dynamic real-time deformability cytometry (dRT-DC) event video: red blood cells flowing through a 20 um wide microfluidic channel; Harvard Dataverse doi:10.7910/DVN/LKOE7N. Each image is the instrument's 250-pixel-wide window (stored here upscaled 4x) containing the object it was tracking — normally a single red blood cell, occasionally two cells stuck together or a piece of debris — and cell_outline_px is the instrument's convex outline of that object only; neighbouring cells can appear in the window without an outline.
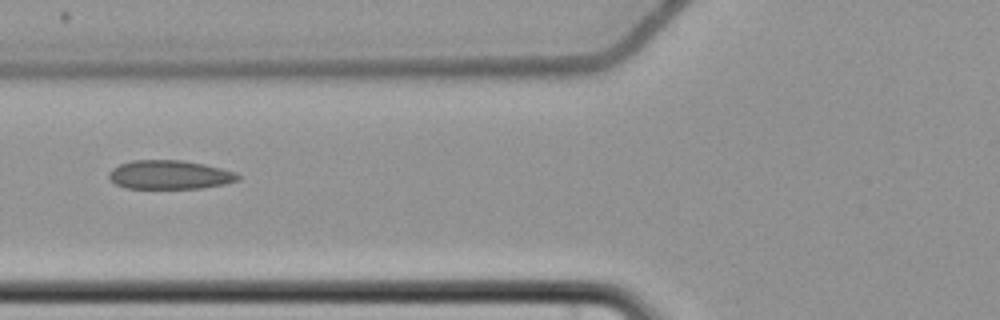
{"species": "common noctule bat (a hibernating species)", "species_latin": "Nyctalus noctula", "temperature_condition": "cold", "stored_images_in_passage": 6, "camera_frame_rate_fps": 3000, "um_per_image_px": 0.085, "animal": {"sex": "female", "body_mass_g": 22.7, "forearm_length_mm": 54.2}, "frame": {"image": 1, "passage_image": 6, "time_ms": 7.0, "image_size_px": [1000, 320], "cell_outline_px": [[240, 180], [224, 184], [200, 188], [124, 188], [116, 184], [108, 176], [108, 172], [112, 168], [120, 164], [132, 160], [180, 160], [204, 164], [236, 172], [240, 176]], "centroid_in_image_um": [14.41, 14.85], "position_along_channel_um": 111.4, "area_um2": 21.68}}